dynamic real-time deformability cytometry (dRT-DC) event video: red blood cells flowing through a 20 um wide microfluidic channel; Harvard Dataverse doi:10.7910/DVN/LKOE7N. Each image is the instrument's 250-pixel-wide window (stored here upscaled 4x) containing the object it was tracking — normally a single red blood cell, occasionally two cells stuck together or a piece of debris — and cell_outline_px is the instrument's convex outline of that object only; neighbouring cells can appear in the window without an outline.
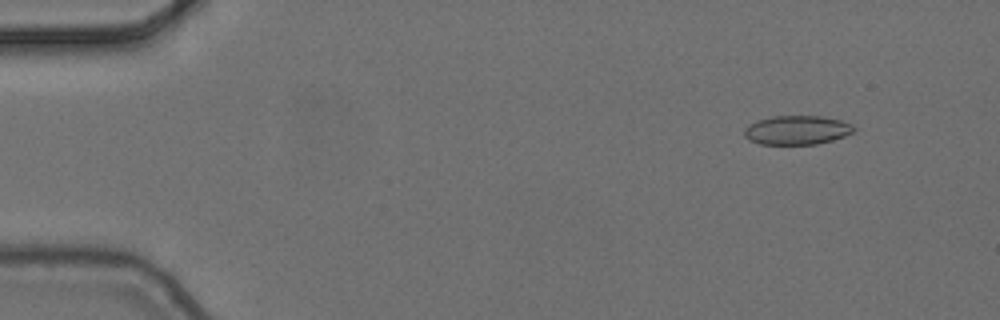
{"species": "common noctule bat (a hibernating species)", "species_latin": "Nyctalus noctula", "temperature_condition": "cold", "stored_images_in_passage": 5, "camera_frame_rate_fps": 3000, "um_per_image_px": 0.085, "animal": {"sex": "female", "body_mass_g": 24.6, "forearm_length_mm": 56.2}, "frame": {"image": 1, "passage_image": 2, "time_ms": 0.333, "image_size_px": [1000, 320], "cell_outline_px": [[856, 128], [852, 132], [844, 136], [832, 140], [816, 144], [760, 144], [748, 140], [744, 136], [744, 128], [748, 124], [756, 120], [772, 116], [820, 116], [840, 120], [852, 124]], "centroid_in_image_um": [67.7, 11.05], "position_along_channel_um": 17.3, "area_um2": 18.61}}
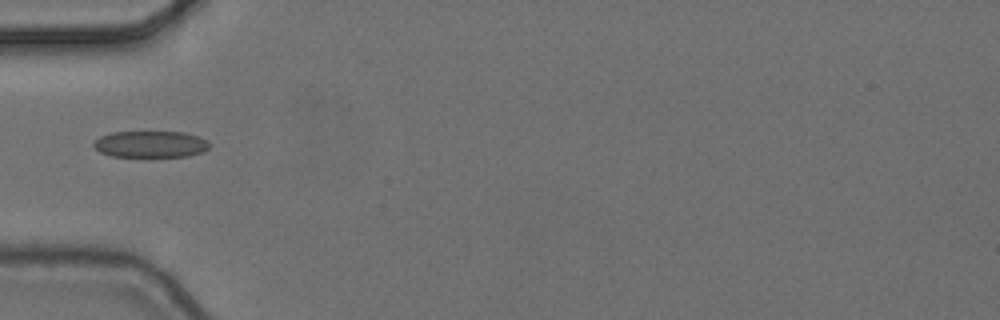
{"frame": {"image": 2, "passage_image": 5, "time_ms": 1.333, "image_size_px": [1000, 320], "cell_outline_px": [[212, 144], [204, 152], [188, 156], [112, 156], [100, 152], [92, 144], [100, 136], [112, 132], [184, 132], [200, 136], [208, 140]], "centroid_in_image_um": [12.86, 12.25], "position_along_channel_um": 72.1, "area_um2": 17.98}}